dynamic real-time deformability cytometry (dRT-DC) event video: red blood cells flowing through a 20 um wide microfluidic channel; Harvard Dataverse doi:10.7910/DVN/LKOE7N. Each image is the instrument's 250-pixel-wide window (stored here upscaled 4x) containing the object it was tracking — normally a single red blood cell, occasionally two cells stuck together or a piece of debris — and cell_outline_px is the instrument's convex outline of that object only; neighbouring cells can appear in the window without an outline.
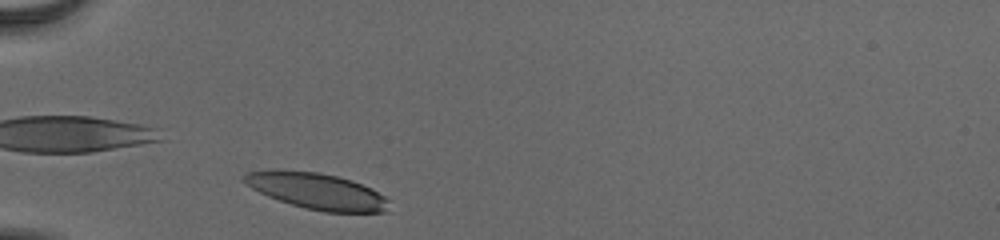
{"species": "human", "species_latin": "Homo sapiens", "temperature_condition": "cold", "stored_images_in_passage": 34, "camera_frame_rate_fps": 3000, "um_per_image_px": 0.085, "donor": {"sex": "male"}, "frame": {"image": 1, "passage_image": 1, "time_ms": 0.0, "image_size_px": [1000, 240], "cell_outline_px": [[388, 212], [324, 212], [304, 208], [268, 196], [252, 188], [240, 180], [240, 176], [244, 172], [276, 168], [320, 172], [352, 180], [372, 188], [384, 196], [388, 200]], "centroid_in_image_um": [26.87, 16.21], "position_along_channel_um": 58.1, "area_um2": 31.04}}
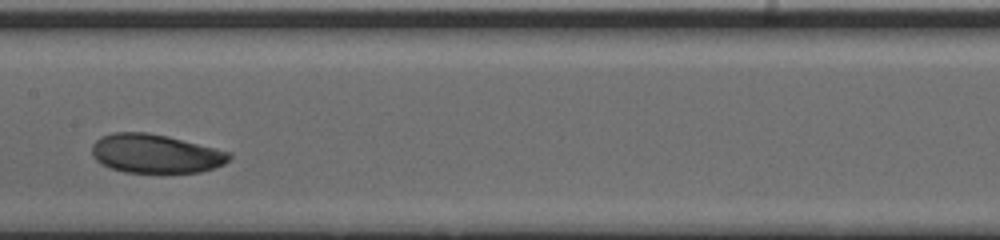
{"frame": {"image": 2, "passage_image": 13, "time_ms": 4.0, "image_size_px": [1000, 240], "cell_outline_px": [[232, 156], [224, 164], [200, 172], [124, 172], [108, 168], [100, 164], [92, 156], [92, 144], [100, 136], [112, 132], [148, 132], [168, 136], [232, 152]], "centroid_in_image_um": [13.19, 13.05], "position_along_channel_um": 194.2, "area_um2": 31.33}}
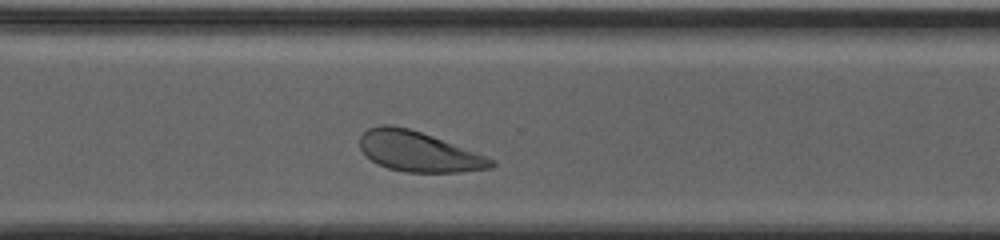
{"frame": {"image": 3, "passage_image": 24, "time_ms": 7.667, "image_size_px": [1000, 240], "cell_outline_px": [[496, 164], [492, 168], [460, 172], [404, 172], [388, 168], [372, 160], [360, 148], [360, 136], [368, 128], [380, 124], [392, 124], [408, 128], [432, 136], [488, 156], [496, 160]], "centroid_in_image_um": [35.61, 12.88], "position_along_channel_um": 335.0, "area_um2": 30.69}, "authors_computed_cell_mechanics": {"area_um2": 31.4432, "velocity_mm_per_s": 3.8336, "shape_relaxation_time_tau1_ms": 1.7761, "shape_relaxation_time_tau2_ms": 6.0221, "deformation_change_tau1": 0.0803, "deformation_change_tau2": 0.1367}}